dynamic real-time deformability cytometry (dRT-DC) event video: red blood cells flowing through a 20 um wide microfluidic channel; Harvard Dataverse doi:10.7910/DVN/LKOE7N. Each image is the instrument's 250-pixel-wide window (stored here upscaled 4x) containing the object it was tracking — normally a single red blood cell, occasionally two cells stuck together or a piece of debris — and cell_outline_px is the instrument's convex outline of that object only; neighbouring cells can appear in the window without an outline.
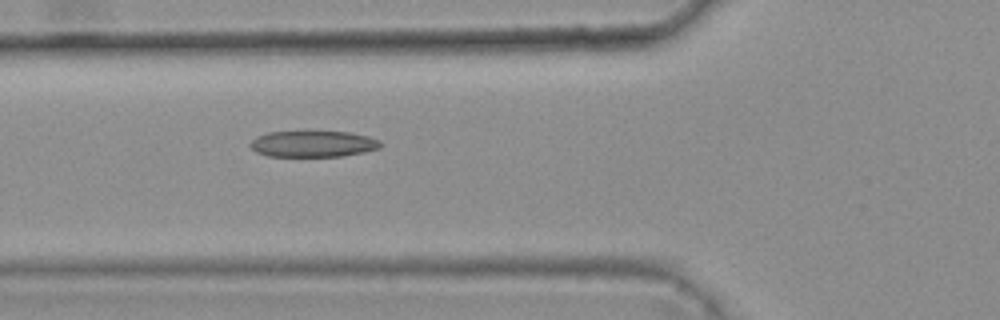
{"species": "common noctule bat (a hibernating species)", "species_latin": "Nyctalus noctula", "temperature_condition": "warm", "stored_images_in_passage": 5, "camera_frame_rate_fps": 3000, "um_per_image_px": 0.085, "animal": {"sex": "female", "body_mass_g": 25.1}, "frame": {"image": 1, "passage_image": 5, "time_ms": 1.333, "image_size_px": [1000, 320], "cell_outline_px": [[384, 144], [380, 148], [364, 152], [344, 156], [268, 156], [256, 152], [248, 144], [256, 136], [268, 132], [352, 132], [368, 136], [380, 140]], "centroid_in_image_um": [26.64, 12.23], "position_along_channel_um": 99.2, "area_um2": 20.0}}